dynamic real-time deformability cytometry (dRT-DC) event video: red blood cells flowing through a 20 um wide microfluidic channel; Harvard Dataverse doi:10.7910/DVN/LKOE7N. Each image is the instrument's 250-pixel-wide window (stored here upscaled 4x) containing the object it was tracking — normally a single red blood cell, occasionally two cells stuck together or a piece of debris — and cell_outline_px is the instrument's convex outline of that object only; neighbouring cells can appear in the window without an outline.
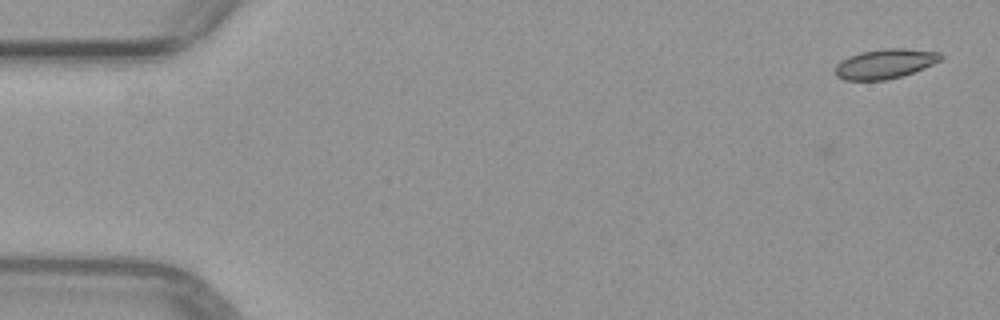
{"species": "common noctule bat (a hibernating species)", "species_latin": "Nyctalus noctula", "temperature_condition": "warm", "stored_images_in_passage": 3, "camera_frame_rate_fps": 3000, "um_per_image_px": 0.085, "animal": {"sex": "female", "body_mass_g": 29.2, "forearm_length_mm": 56.3}, "frame": {"image": 1, "passage_image": 1, "time_ms": 0.0, "image_size_px": [1000, 320], "cell_outline_px": [[944, 56], [940, 60], [924, 68], [900, 76], [884, 80], [844, 80], [836, 76], [836, 64], [840, 60], [848, 56], [860, 52], [884, 48], [904, 48], [940, 52]], "centroid_in_image_um": [75.21, 5.41], "position_along_channel_um": 9.8, "area_um2": 18.21}}